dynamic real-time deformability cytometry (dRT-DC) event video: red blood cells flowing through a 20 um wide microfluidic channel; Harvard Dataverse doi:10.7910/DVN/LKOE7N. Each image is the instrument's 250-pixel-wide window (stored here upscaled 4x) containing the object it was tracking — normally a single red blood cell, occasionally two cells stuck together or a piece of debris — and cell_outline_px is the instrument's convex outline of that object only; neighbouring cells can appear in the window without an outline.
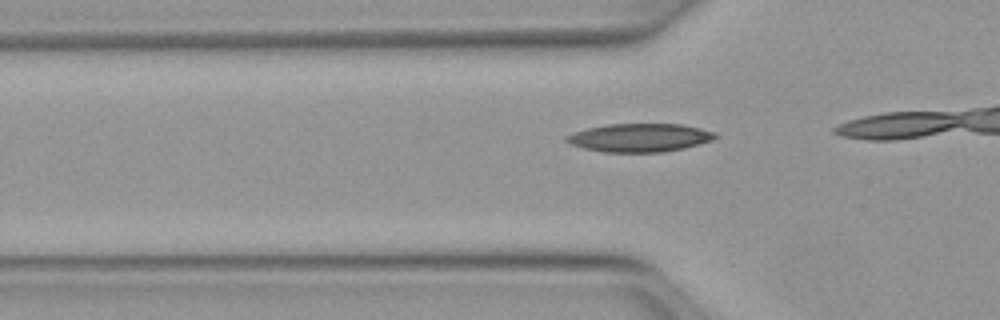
{"species": "Egyptian fruit bat (a non-hibernating species)", "species_latin": "Rousettus aegyptiacus", "temperature_condition": "warm", "stored_images_in_passage": 14, "camera_frame_rate_fps": 3000, "um_per_image_px": 0.085, "animal": {"sex": "female"}, "frame": {"image": 1, "passage_image": 12, "time_ms": 3.667, "image_size_px": [1000, 320], "cell_outline_px": [[720, 136], [712, 140], [700, 144], [684, 148], [664, 152], [604, 152], [584, 148], [572, 144], [564, 140], [564, 136], [572, 132], [588, 128], [608, 124], [684, 124], [716, 132]], "centroid_in_image_um": [54.4, 11.7], "position_along_channel_um": 71.4, "area_um2": 24.74}}